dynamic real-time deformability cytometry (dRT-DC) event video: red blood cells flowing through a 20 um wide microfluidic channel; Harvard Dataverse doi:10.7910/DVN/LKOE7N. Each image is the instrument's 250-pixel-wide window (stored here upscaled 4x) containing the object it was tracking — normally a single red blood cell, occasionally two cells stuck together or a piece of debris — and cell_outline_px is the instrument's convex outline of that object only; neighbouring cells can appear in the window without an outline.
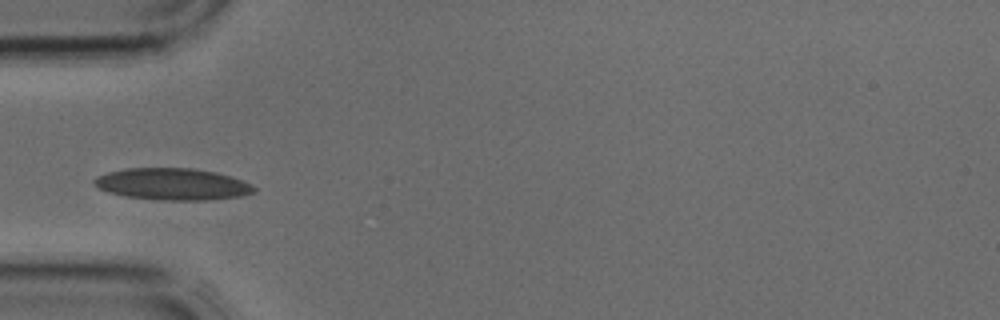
{"species": "common noctule bat (a hibernating species)", "species_latin": "Nyctalus noctula", "temperature_condition": "cold", "stored_images_in_passage": 3, "camera_frame_rate_fps": 3000, "um_per_image_px": 0.085, "animal": {"sex": "male", "body_mass_g": 17.9, "forearm_length_mm": 54.2}, "frame": {"image": 1, "passage_image": 3, "time_ms": 0.667, "image_size_px": [1000, 320], "cell_outline_px": [[256, 192], [240, 196], [208, 200], [164, 200], [124, 196], [108, 192], [92, 184], [92, 180], [96, 176], [108, 172], [124, 168], [192, 168], [216, 172], [244, 180], [252, 184], [256, 188]], "centroid_in_image_um": [14.66, 15.64], "position_along_channel_um": 70.3, "area_um2": 29.77}}